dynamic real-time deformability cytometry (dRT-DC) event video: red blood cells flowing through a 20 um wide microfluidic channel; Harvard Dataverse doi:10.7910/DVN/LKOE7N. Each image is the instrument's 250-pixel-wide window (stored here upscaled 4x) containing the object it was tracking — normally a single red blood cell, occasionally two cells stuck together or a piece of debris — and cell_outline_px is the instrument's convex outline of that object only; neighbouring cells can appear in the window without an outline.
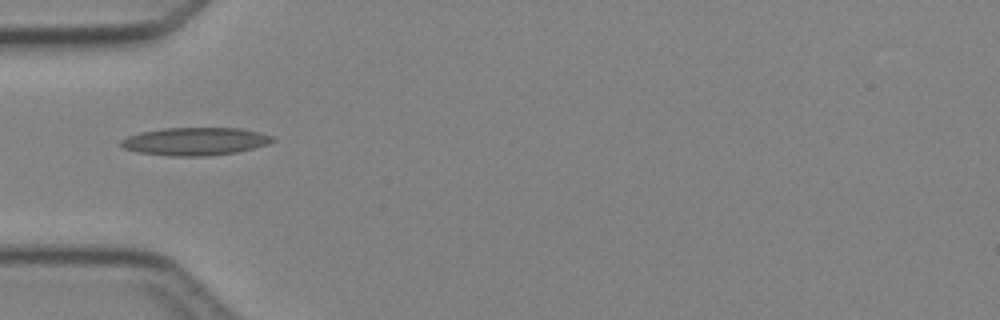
{"species": "Egyptian fruit bat (a non-hibernating species)", "species_latin": "Rousettus aegyptiacus", "temperature_condition": "cold", "stored_images_in_passage": 6, "camera_frame_rate_fps": 3000, "um_per_image_px": 0.085, "animal": {"sex": "female"}, "frame": {"image": 1, "passage_image": 5, "time_ms": 4.667, "image_size_px": [1000, 320], "cell_outline_px": [[276, 140], [268, 144], [236, 152], [208, 156], [168, 156], [136, 152], [124, 148], [120, 144], [120, 140], [128, 136], [140, 132], [164, 128], [240, 128], [272, 136]], "centroid_in_image_um": [16.55, 12.02], "position_along_channel_um": 68.5, "area_um2": 24.57}}
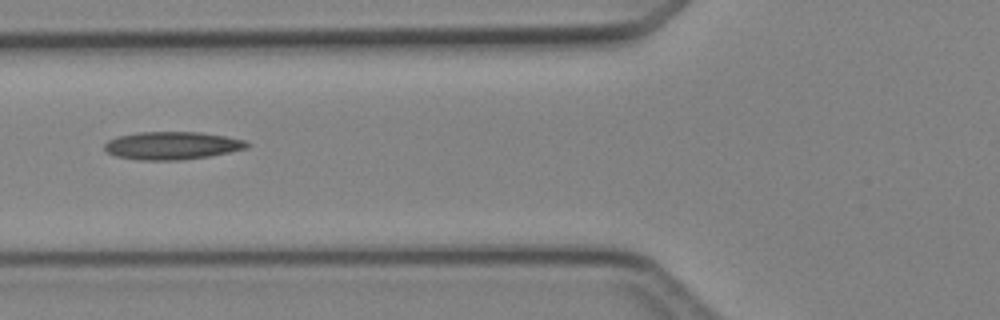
{"frame": {"image": 2, "passage_image": 6, "time_ms": 5.667, "image_size_px": [1000, 320], "cell_outline_px": [[248, 148], [208, 156], [180, 160], [140, 160], [116, 156], [108, 152], [104, 148], [104, 144], [108, 140], [116, 136], [136, 132], [200, 132], [224, 136], [244, 140], [248, 144]], "centroid_in_image_um": [14.58, 12.37], "position_along_channel_um": 111.2, "area_um2": 23.0}}